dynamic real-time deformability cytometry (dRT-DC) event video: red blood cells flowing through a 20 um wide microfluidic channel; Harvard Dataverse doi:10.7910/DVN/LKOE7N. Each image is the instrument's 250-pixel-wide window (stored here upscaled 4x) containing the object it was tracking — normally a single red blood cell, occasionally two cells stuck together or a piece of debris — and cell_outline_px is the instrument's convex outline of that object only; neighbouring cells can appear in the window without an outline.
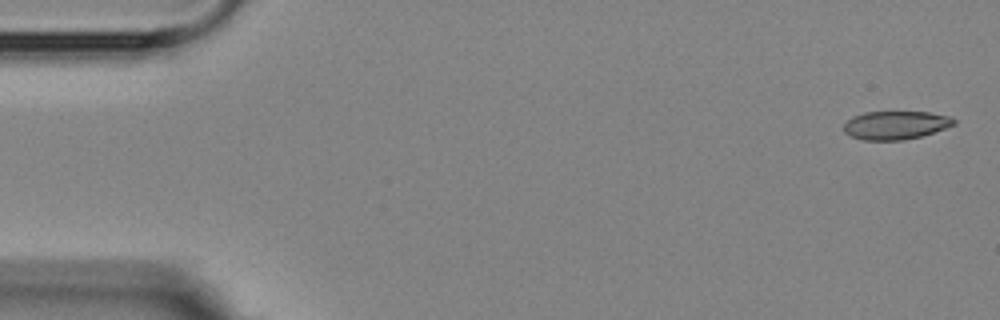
{"species": "Egyptian fruit bat (a non-hibernating species)", "species_latin": "Rousettus aegyptiacus", "temperature_condition": "room temperature", "stored_images_in_passage": 3, "segment_of_instrument_passage": [2, 2], "camera_frame_rate_fps": 3000, "um_per_image_px": 0.085, "animal": {"sex": "female"}, "frame": {"image": 1, "passage_image": 3, "time_ms": 3.667, "image_size_px": [1000, 320], "cell_outline_px": [[956, 124], [920, 136], [904, 140], [864, 140], [852, 136], [844, 132], [844, 124], [852, 116], [864, 112], [928, 112], [952, 116], [956, 120]], "centroid_in_image_um": [76.13, 10.63], "position_along_channel_um": 8.9, "area_um2": 18.15}}